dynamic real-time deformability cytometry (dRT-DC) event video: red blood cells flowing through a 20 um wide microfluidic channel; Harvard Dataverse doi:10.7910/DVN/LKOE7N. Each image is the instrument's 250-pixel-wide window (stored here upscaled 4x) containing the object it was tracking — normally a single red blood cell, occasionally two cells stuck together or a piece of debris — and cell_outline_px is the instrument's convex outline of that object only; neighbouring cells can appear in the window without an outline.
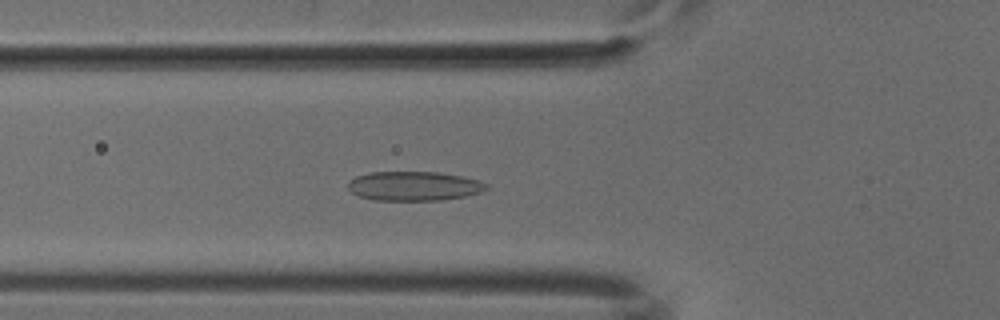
{"species": "common noctule bat (a hibernating species)", "species_latin": "Nyctalus noctula", "temperature_condition": "cold", "stored_images_in_passage": 37, "camera_frame_rate_fps": 3000, "um_per_image_px": 0.085, "animal": {"sex": "male", "body_mass_g": 18.8}, "frame": {"image": 1, "passage_image": 3, "time_ms": 0.667, "image_size_px": [1000, 320], "cell_outline_px": [[488, 188], [480, 192], [464, 196], [440, 200], [372, 200], [360, 196], [352, 192], [348, 188], [348, 180], [356, 176], [372, 172], [436, 172], [460, 176], [480, 180], [488, 184]], "centroid_in_image_um": [35.17, 15.81], "position_along_channel_um": 90.6, "area_um2": 23.52}}
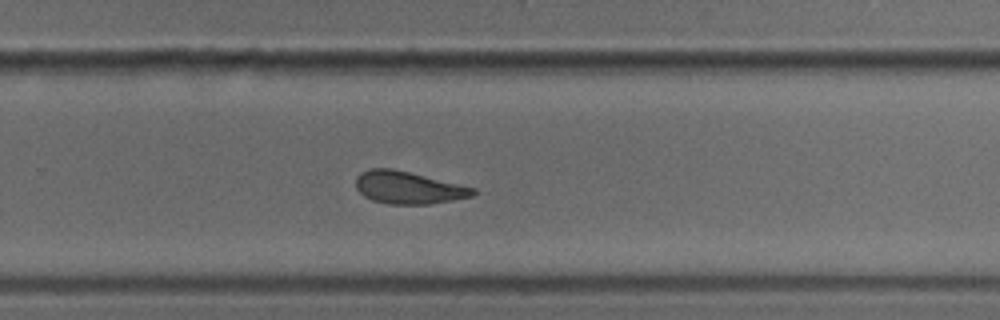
{"frame": {"image": 2, "passage_image": 19, "time_ms": 6.0, "image_size_px": [1000, 320], "cell_outline_px": [[476, 192], [472, 196], [452, 200], [428, 204], [388, 204], [372, 200], [364, 196], [356, 188], [356, 176], [360, 172], [368, 168], [392, 168], [476, 188]], "centroid_in_image_um": [34.67, 15.94], "position_along_channel_um": 295.1, "area_um2": 22.08}}
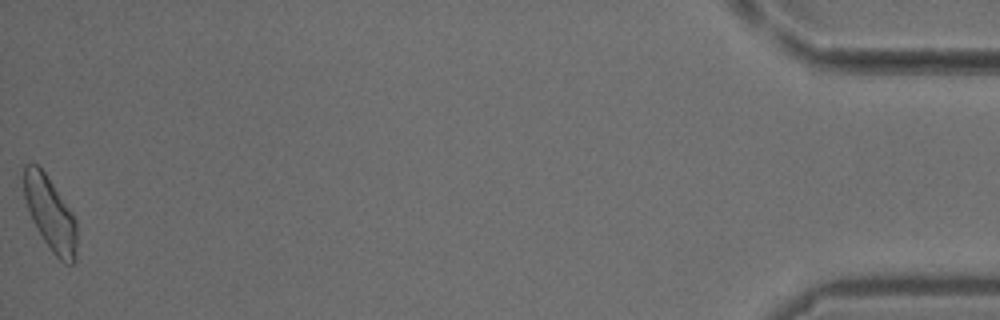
{"frame": {"image": 3, "passage_image": 37, "time_ms": 12.0, "image_size_px": [1000, 320], "cell_outline_px": [[76, 256], [72, 264], [64, 264], [52, 252], [44, 240], [32, 220], [24, 196], [24, 164], [36, 164], [44, 172], [76, 216]], "centroid_in_image_um": [4.29, 18.18], "position_along_channel_um": 430.9, "area_um2": 22.54}}